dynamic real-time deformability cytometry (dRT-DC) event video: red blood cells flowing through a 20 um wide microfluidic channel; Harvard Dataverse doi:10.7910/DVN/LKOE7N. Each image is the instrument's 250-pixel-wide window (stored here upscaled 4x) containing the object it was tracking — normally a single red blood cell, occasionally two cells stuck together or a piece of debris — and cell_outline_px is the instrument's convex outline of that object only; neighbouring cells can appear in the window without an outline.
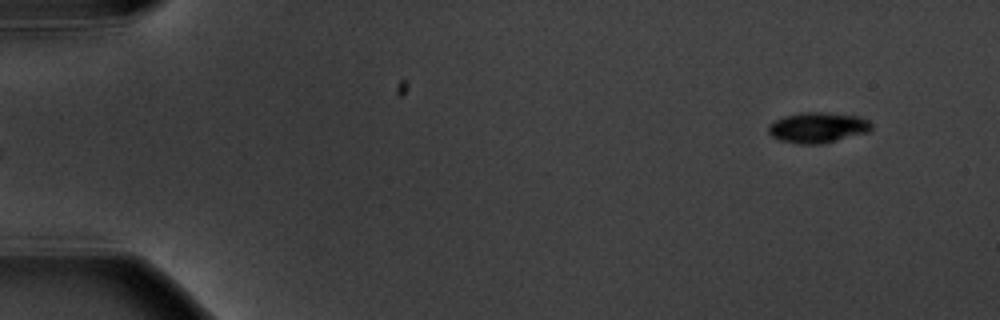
{"species": "common noctule bat (a hibernating species)", "species_latin": "Nyctalus noctula", "temperature_condition": "warm", "stored_images_in_passage": 6, "segment_of_instrument_passage": [2, 2], "camera_frame_rate_fps": 3000, "um_per_image_px": 0.085, "animal": {"sex": "male", "body_mass_g": 20.1, "forearm_length_mm": 53.5}, "frame": {"image": 1, "passage_image": 6, "time_ms": 6.667, "image_size_px": [1000, 320], "cell_outline_px": [[872, 128], [868, 132], [824, 144], [800, 144], [780, 140], [772, 136], [768, 132], [768, 128], [776, 120], [784, 116], [800, 112], [824, 112], [860, 116], [868, 120], [872, 124]], "centroid_in_image_um": [69.54, 10.84], "position_along_channel_um": 15.5, "area_um2": 18.38}}